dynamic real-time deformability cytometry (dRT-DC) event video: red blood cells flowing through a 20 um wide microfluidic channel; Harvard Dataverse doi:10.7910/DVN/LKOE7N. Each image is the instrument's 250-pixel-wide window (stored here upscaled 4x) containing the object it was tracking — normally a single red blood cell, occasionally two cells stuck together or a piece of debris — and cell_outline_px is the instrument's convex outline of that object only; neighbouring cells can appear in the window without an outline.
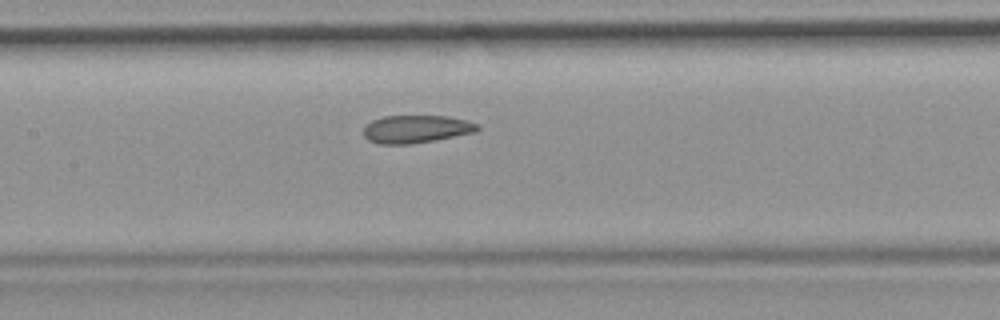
{"species": "common noctule bat (a hibernating species)", "species_latin": "Nyctalus noctula", "temperature_condition": "room temperature", "stored_images_in_passage": 45, "camera_frame_rate_fps": 3000, "um_per_image_px": 0.085, "animal": {"sex": "female", "body_mass_g": 19.9}, "frame": {"image": 1, "passage_image": 20, "time_ms": 6.333, "image_size_px": [1000, 320], "cell_outline_px": [[480, 128], [476, 132], [432, 140], [408, 144], [380, 144], [368, 140], [364, 136], [364, 128], [372, 120], [384, 116], [448, 116], [480, 124]], "centroid_in_image_um": [35.38, 10.96], "position_along_channel_um": 172.0, "area_um2": 18.26}}